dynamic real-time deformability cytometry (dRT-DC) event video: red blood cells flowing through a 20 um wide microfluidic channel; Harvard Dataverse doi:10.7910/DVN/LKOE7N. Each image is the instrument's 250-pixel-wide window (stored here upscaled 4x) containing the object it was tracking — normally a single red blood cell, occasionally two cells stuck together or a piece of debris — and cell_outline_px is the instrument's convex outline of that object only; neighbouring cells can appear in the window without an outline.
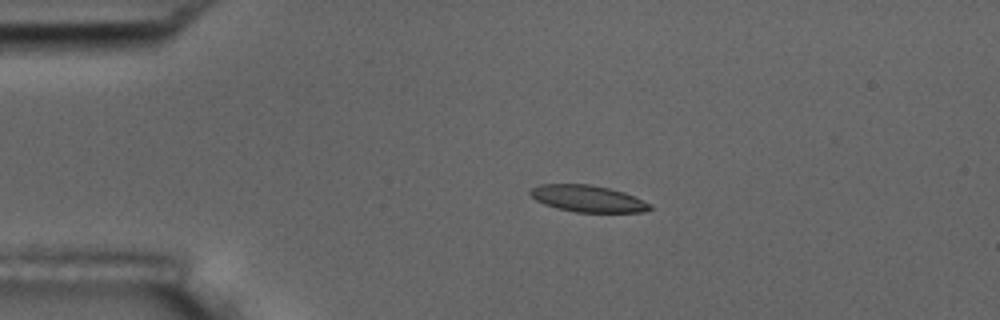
{"species": "common noctule bat (a hibernating species)", "species_latin": "Nyctalus noctula", "temperature_condition": "room temperature", "stored_images_in_passage": 4, "camera_frame_rate_fps": 3000, "um_per_image_px": 0.085, "animal": {"sex": "male", "body_mass_g": 17.5, "forearm_length_mm": 52.3}, "frame": {"image": 1, "passage_image": 2, "time_ms": 0.333, "image_size_px": [1000, 320], "cell_outline_px": [[652, 208], [644, 212], [576, 212], [556, 208], [544, 204], [536, 200], [528, 192], [532, 188], [540, 184], [592, 184], [624, 192], [652, 204]], "centroid_in_image_um": [49.96, 16.88], "position_along_channel_um": 35.0, "area_um2": 18.61}}